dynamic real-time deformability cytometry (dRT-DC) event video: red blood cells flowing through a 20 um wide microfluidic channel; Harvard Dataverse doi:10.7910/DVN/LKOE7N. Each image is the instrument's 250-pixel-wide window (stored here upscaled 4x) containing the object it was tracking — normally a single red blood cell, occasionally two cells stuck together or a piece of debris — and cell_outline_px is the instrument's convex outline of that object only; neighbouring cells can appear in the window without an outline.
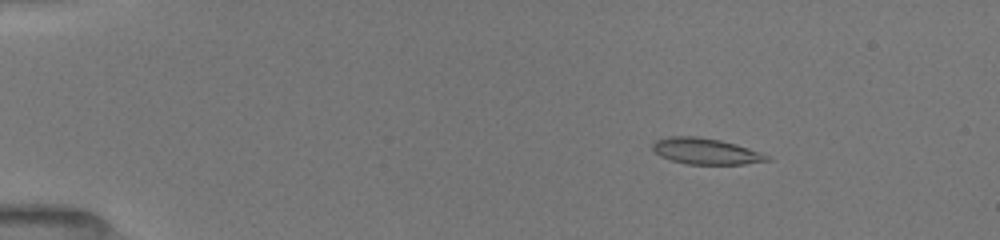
{"species": "common noctule bat (a hibernating species)", "species_latin": "Nyctalus noctula", "temperature_condition": "room temperature", "stored_images_in_passage": 48, "camera_frame_rate_fps": 3000, "um_per_image_px": 0.085, "animal": {"sex": "female", "body_mass_g": 19.5, "forearm_length_mm": 54.1}, "frame": {"image": 1, "passage_image": 4, "time_ms": 1.0, "image_size_px": [1000, 240], "cell_outline_px": [[772, 160], [744, 164], [688, 164], [672, 160], [660, 156], [652, 148], [652, 144], [656, 140], [668, 136], [696, 136], [720, 140], [736, 144], [772, 156]], "centroid_in_image_um": [60.01, 12.85], "position_along_channel_um": 25.0, "area_um2": 17.4}}
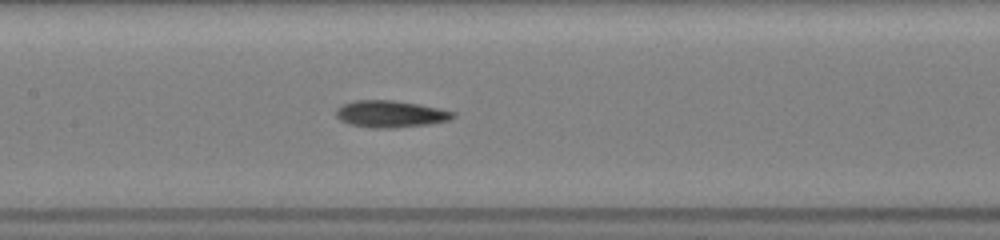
{"frame": {"image": 2, "passage_image": 22, "time_ms": 7.0, "image_size_px": [1000, 240], "cell_outline_px": [[456, 116], [448, 120], [428, 124], [396, 128], [368, 128], [348, 124], [340, 120], [336, 116], [336, 108], [344, 104], [356, 100], [392, 100], [440, 108], [456, 112]], "centroid_in_image_um": [33.18, 9.7], "position_along_channel_um": 174.2, "area_um2": 18.38}}
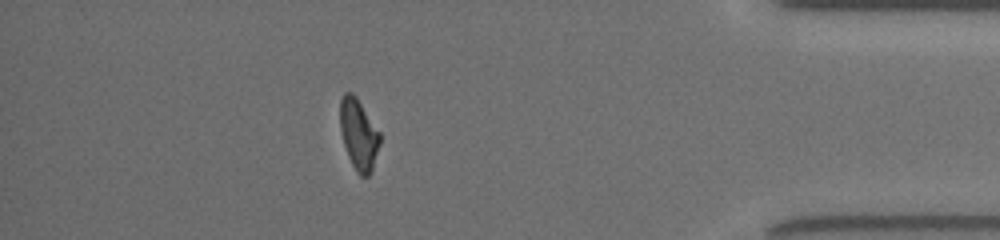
{"frame": {"image": 3, "passage_image": 42, "time_ms": 13.667, "image_size_px": [1000, 240], "cell_outline_px": [[380, 144], [372, 172], [368, 176], [360, 176], [356, 172], [348, 156], [344, 144], [340, 128], [340, 100], [344, 92], [352, 92], [356, 96], [380, 132]], "centroid_in_image_um": [30.49, 11.43], "position_along_channel_um": 404.7, "area_um2": 16.53}, "authors_computed_cell_mechanics": {"area_um2": 17.3689, "velocity_mm_per_s": 4.0073, "shape_relaxation_time_tau1_ms": 5.5743, "shape_relaxation_time_tau2_ms": 3.7626, "deformation_change_tau1": 0.1614, "deformation_change_tau2": 0.128}}